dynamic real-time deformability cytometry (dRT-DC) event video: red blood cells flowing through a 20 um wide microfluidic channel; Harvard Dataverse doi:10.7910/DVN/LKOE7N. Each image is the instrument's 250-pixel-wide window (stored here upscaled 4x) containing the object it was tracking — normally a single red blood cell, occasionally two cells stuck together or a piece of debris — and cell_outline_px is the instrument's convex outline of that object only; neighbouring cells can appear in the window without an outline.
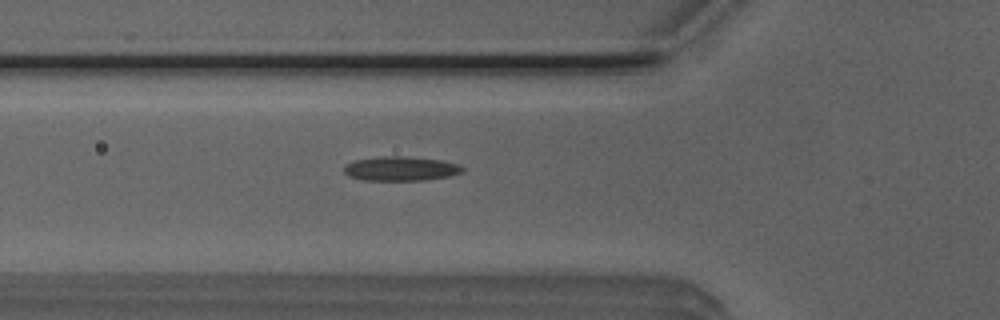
{"species": "Egyptian fruit bat (a non-hibernating species)", "species_latin": "Rousettus aegyptiacus", "temperature_condition": "room temperature", "stored_images_in_passage": 31, "camera_frame_rate_fps": 3000, "um_per_image_px": 0.085, "animal": {"sex": "male"}, "frame": {"image": 1, "passage_image": 3, "time_ms": 0.667, "image_size_px": [1000, 320], "cell_outline_px": [[464, 172], [448, 176], [424, 180], [364, 180], [348, 176], [344, 172], [344, 164], [356, 160], [376, 156], [404, 156], [444, 160], [460, 164], [464, 168]], "centroid_in_image_um": [34.07, 14.32], "position_along_channel_um": 91.7, "area_um2": 16.99}}
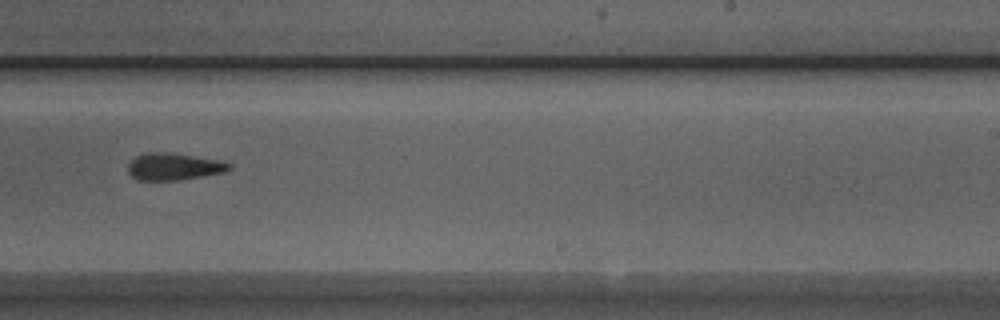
{"frame": {"image": 2, "passage_image": 17, "time_ms": 5.333, "image_size_px": [1000, 320], "cell_outline_px": [[232, 168], [224, 172], [176, 180], [136, 180], [128, 172], [128, 164], [136, 156], [148, 152], [168, 152], [220, 160], [232, 164]], "centroid_in_image_um": [14.76, 14.15], "position_along_channel_um": 274.2, "area_um2": 15.84}}
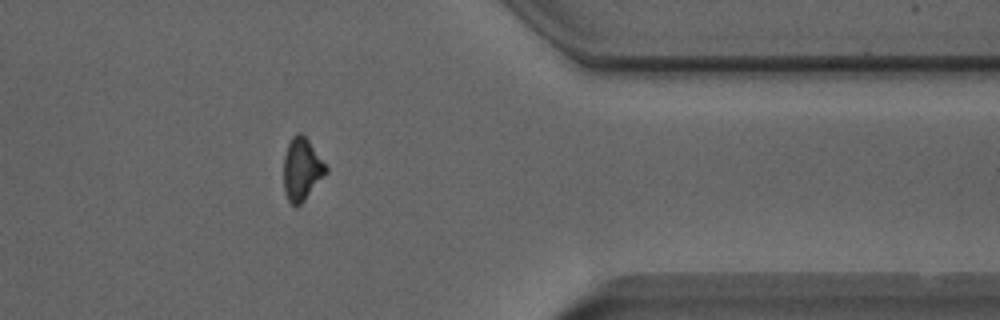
{"frame": {"image": 3, "passage_image": 27, "time_ms": 8.667, "image_size_px": [1000, 320], "cell_outline_px": [[328, 172], [304, 200], [296, 208], [288, 200], [284, 192], [284, 156], [288, 144], [292, 136], [296, 132], [300, 132], [308, 140], [328, 168]], "centroid_in_image_um": [25.64, 14.39], "position_along_channel_um": 385.8, "area_um2": 15.32}, "authors_computed_cell_mechanics": {"area_um2": 16.0684, "velocity_mm_per_s": 3.9066, "shape_relaxation_time_tau1_ms": 10.8504, "shape_relaxation_time_tau2_ms": null, "deformation_change_tau1": 0.2075, "deformation_change_tau2": null}}